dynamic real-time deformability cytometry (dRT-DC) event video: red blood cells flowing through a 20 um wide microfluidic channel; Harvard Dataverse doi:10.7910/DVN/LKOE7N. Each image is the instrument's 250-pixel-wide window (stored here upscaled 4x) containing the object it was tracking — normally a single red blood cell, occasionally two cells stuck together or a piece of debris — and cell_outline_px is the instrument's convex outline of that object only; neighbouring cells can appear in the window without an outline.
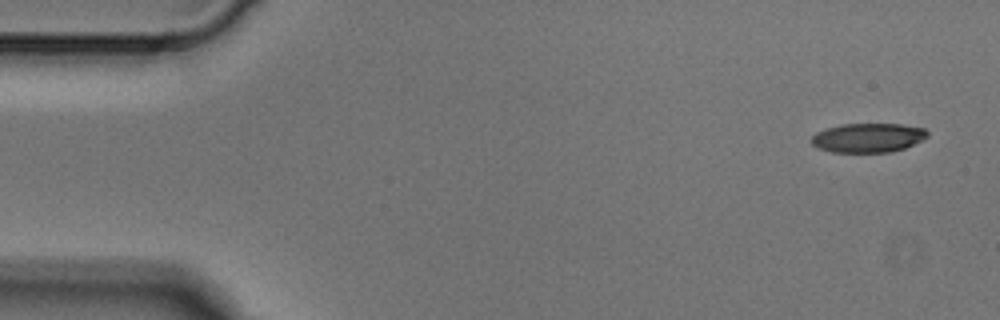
{"species": "Egyptian fruit bat (a non-hibernating species)", "species_latin": "Rousettus aegyptiacus", "temperature_condition": "cold", "stored_images_in_passage": 4, "camera_frame_rate_fps": 3000, "um_per_image_px": 0.085, "animal": {"sex": "male"}, "frame": {"image": 1, "passage_image": 1, "time_ms": 0.0, "image_size_px": [1000, 320], "cell_outline_px": [[928, 136], [904, 148], [892, 152], [832, 152], [816, 148], [812, 144], [812, 136], [816, 132], [828, 128], [844, 124], [900, 124], [924, 128], [928, 132]], "centroid_in_image_um": [73.76, 11.71], "position_along_channel_um": 11.2, "area_um2": 19.59}}
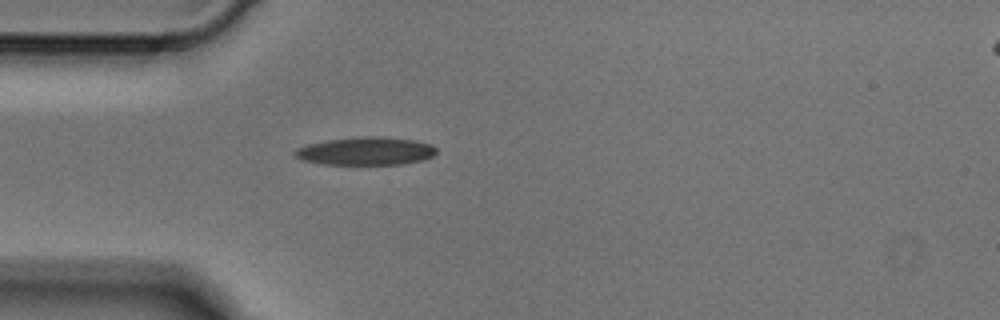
{"frame": {"image": 2, "passage_image": 4, "time_ms": 1.0, "image_size_px": [1000, 320], "cell_outline_px": [[436, 152], [432, 156], [424, 160], [404, 164], [324, 164], [300, 160], [292, 156], [292, 152], [296, 148], [308, 144], [328, 140], [360, 136], [380, 136], [416, 140], [432, 144], [436, 148]], "centroid_in_image_um": [31.07, 12.84], "position_along_channel_um": 53.9, "area_um2": 23.41}}